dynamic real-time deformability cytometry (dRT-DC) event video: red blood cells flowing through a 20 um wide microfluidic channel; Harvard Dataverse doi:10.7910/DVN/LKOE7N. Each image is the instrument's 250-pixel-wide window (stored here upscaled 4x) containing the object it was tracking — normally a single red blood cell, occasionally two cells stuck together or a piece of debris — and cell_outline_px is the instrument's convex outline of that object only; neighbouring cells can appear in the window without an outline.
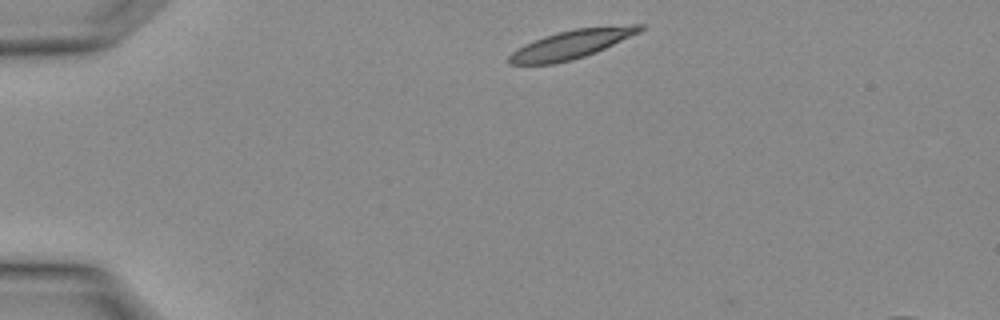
{"species": "Egyptian fruit bat (a non-hibernating species)", "species_latin": "Rousettus aegyptiacus", "temperature_condition": "warm", "stored_images_in_passage": 2, "camera_frame_rate_fps": 3000, "um_per_image_px": 0.085, "animal": {"sex": "female"}, "frame": {"image": 1, "passage_image": 1, "time_ms": 0.0, "image_size_px": [1000, 320], "cell_outline_px": [[644, 28], [640, 32], [596, 52], [572, 60], [556, 64], [508, 64], [508, 56], [516, 48], [524, 44], [544, 36], [556, 32], [572, 28], [632, 24], [644, 24]], "centroid_in_image_um": [48.57, 3.75], "position_along_channel_um": 36.4, "area_um2": 22.08}}
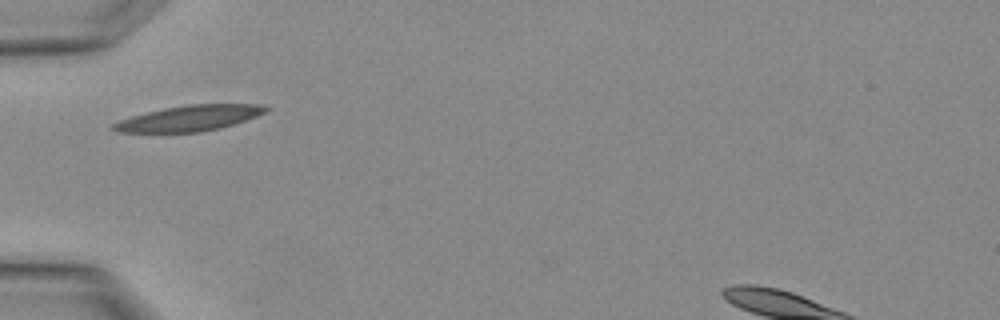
{"frame": {"image": 2, "passage_image": 2, "time_ms": 0.333, "image_size_px": [1000, 320], "cell_outline_px": [[272, 108], [256, 116], [220, 128], [200, 132], [116, 132], [108, 128], [112, 124], [120, 120], [132, 116], [164, 108], [188, 104], [260, 104]], "centroid_in_image_um": [16.06, 10.05], "position_along_channel_um": 68.9, "area_um2": 22.6}}